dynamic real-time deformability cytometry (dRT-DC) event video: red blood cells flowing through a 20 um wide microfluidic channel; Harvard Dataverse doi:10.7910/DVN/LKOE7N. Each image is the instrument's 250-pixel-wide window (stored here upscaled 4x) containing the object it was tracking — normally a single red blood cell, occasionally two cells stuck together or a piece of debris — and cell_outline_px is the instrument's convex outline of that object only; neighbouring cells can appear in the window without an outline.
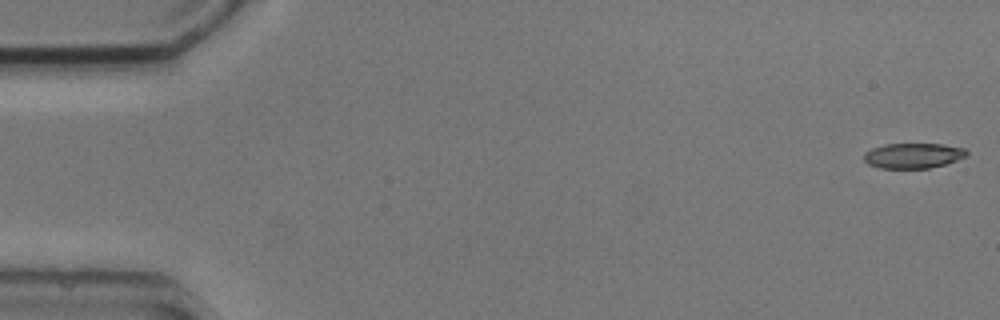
{"species": "common noctule bat (a hibernating species)", "species_latin": "Nyctalus noctula", "temperature_condition": "cold", "stored_images_in_passage": 4, "camera_frame_rate_fps": 3000, "um_per_image_px": 0.085, "animal": {"sex": "male", "body_mass_g": 20.5, "forearm_length_mm": 52.5}, "frame": {"image": 1, "passage_image": 1, "time_ms": 0.0, "image_size_px": [1000, 320], "cell_outline_px": [[968, 156], [944, 164], [928, 168], [880, 168], [868, 164], [864, 160], [864, 152], [872, 148], [884, 144], [944, 144], [964, 148], [968, 152]], "centroid_in_image_um": [77.61, 13.22], "position_along_channel_um": 7.4, "area_um2": 15.09}}
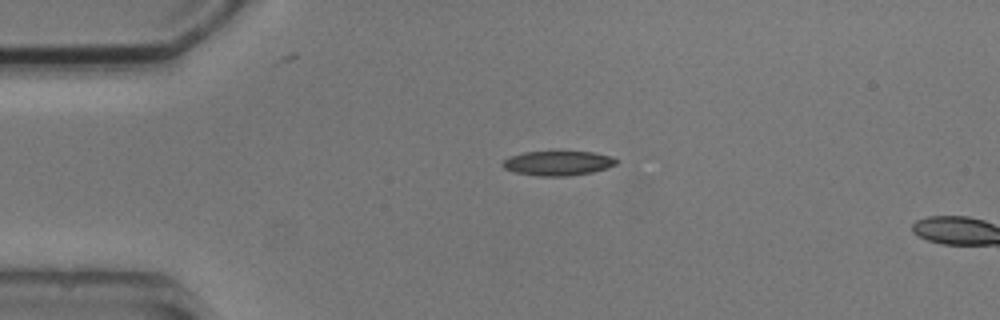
{"frame": {"image": 2, "passage_image": 3, "time_ms": 3.667, "image_size_px": [1000, 320], "cell_outline_px": [[620, 160], [616, 164], [608, 168], [592, 172], [568, 176], [536, 176], [516, 172], [504, 168], [500, 164], [508, 156], [524, 152], [592, 152], [612, 156]], "centroid_in_image_um": [47.43, 13.87], "position_along_channel_um": 37.6, "area_um2": 16.36}}